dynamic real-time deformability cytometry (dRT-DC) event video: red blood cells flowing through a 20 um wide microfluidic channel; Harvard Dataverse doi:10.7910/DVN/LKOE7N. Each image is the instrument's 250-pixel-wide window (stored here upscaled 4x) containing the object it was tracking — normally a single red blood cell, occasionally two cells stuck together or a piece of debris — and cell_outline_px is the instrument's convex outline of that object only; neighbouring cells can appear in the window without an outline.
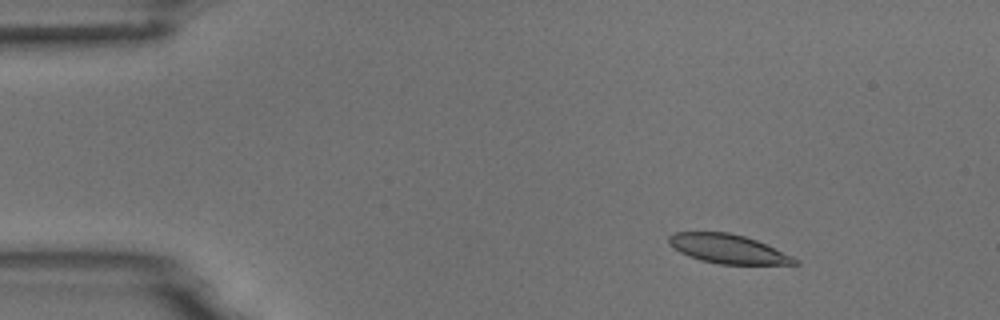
{"species": "common noctule bat (a hibernating species)", "species_latin": "Nyctalus noctula", "temperature_condition": "room temperature", "stored_images_in_passage": 4, "camera_frame_rate_fps": 3000, "um_per_image_px": 0.085, "animal": {"sex": "male", "body_mass_g": 18.8}, "frame": {"image": 1, "passage_image": 2, "time_ms": 0.333, "image_size_px": [1000, 320], "cell_outline_px": [[800, 264], [720, 264], [700, 260], [688, 256], [672, 248], [668, 244], [668, 236], [676, 232], [728, 232], [744, 236], [756, 240], [792, 256], [800, 260]], "centroid_in_image_um": [61.85, 21.15], "position_along_channel_um": 23.2, "area_um2": 21.27}}
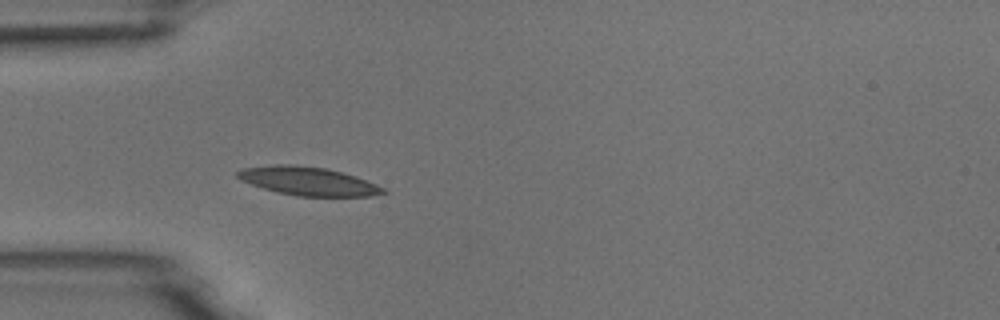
{"frame": {"image": 2, "passage_image": 4, "time_ms": 1.0, "image_size_px": [1000, 320], "cell_outline_px": [[388, 192], [372, 196], [296, 196], [264, 188], [240, 180], [236, 176], [236, 172], [244, 168], [276, 164], [292, 164], [324, 168], [356, 176], [376, 184], [384, 188]], "centroid_in_image_um": [26.2, 15.39], "position_along_channel_um": 58.8, "area_um2": 23.93}}